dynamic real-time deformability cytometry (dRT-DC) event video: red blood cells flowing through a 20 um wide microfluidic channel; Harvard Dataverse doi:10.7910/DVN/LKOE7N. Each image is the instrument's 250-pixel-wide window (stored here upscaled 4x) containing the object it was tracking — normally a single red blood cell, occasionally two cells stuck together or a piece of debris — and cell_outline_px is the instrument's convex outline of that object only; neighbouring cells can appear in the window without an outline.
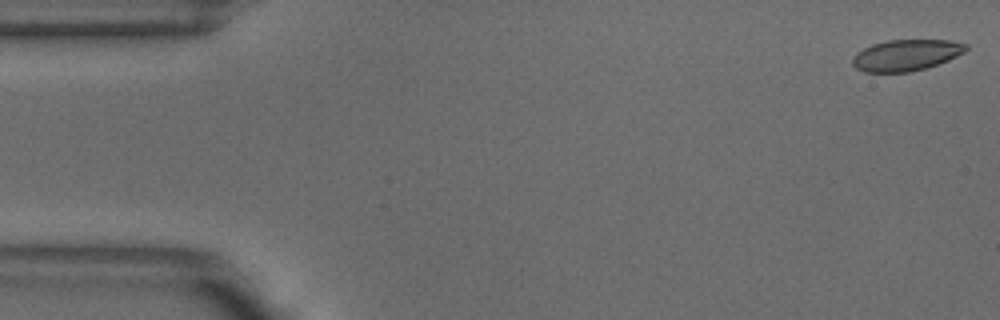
{"species": "common noctule bat (a hibernating species)", "species_latin": "Nyctalus noctula", "temperature_condition": "warm", "stored_images_in_passage": 11, "camera_frame_rate_fps": 3000, "um_per_image_px": 0.085, "animal": {"sex": "male", "body_mass_g": 18.8}, "frame": {"image": 1, "passage_image": 1, "time_ms": 0.0, "image_size_px": [1000, 320], "cell_outline_px": [[968, 48], [964, 52], [948, 60], [924, 68], [908, 72], [864, 72], [856, 68], [852, 64], [852, 60], [856, 52], [872, 44], [888, 40], [952, 40], [968, 44]], "centroid_in_image_um": [77.01, 4.68], "position_along_channel_um": 8.0, "area_um2": 20.58}}